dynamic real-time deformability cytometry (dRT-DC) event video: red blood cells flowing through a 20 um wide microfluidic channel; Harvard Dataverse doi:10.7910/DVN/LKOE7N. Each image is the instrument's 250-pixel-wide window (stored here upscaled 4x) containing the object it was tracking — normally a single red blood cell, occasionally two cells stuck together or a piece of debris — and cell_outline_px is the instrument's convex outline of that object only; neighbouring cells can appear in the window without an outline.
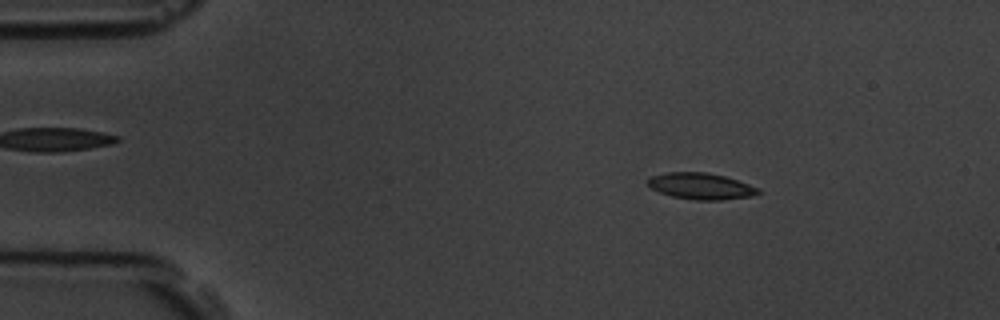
{"species": "common noctule bat (a hibernating species)", "species_latin": "Nyctalus noctula", "temperature_condition": "room temperature", "stored_images_in_passage": 4, "camera_frame_rate_fps": 3000, "um_per_image_px": 0.085, "animal": {"sex": "male", "body_mass_g": 19.5, "forearm_length_mm": 54.6}, "frame": {"image": 1, "passage_image": 2, "time_ms": 1.0, "image_size_px": [1000, 320], "cell_outline_px": [[760, 192], [752, 196], [720, 200], [696, 200], [672, 196], [660, 192], [652, 188], [648, 184], [648, 180], [652, 176], [668, 172], [708, 172], [724, 176], [760, 188]], "centroid_in_image_um": [59.59, 15.82], "position_along_channel_um": 25.4, "area_um2": 16.76}}